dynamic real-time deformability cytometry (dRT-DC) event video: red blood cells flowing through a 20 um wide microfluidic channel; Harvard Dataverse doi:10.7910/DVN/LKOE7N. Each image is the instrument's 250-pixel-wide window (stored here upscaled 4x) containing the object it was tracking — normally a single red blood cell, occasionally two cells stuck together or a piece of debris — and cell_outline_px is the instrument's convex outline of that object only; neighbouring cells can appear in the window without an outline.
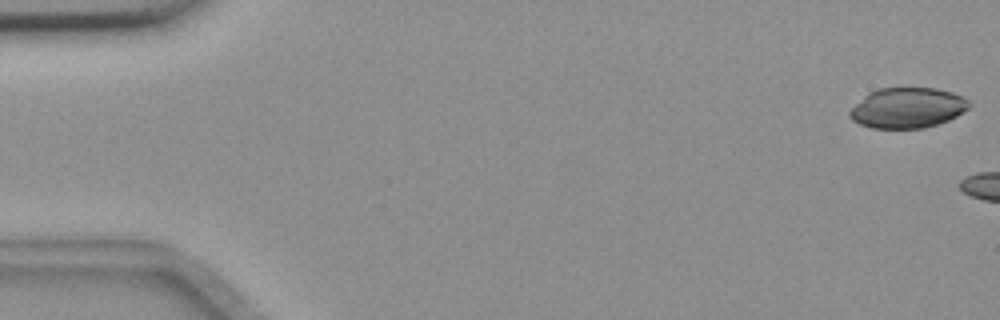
{"species": "common noctule bat (a hibernating species)", "species_latin": "Nyctalus noctula", "temperature_condition": "room temperature", "stored_images_in_passage": 6, "camera_frame_rate_fps": 3000, "um_per_image_px": 0.085, "animal": {"sex": "female", "body_mass_g": 18.4}, "frame": {"image": 1, "passage_image": 1, "time_ms": 0.0, "image_size_px": [1000, 320], "cell_outline_px": [[972, 104], [968, 108], [956, 116], [948, 120], [924, 128], [872, 128], [860, 124], [852, 120], [848, 116], [848, 112], [868, 92], [880, 88], [936, 88], [952, 92], [968, 100]], "centroid_in_image_um": [77.12, 9.16], "position_along_channel_um": 7.9, "area_um2": 27.98}}